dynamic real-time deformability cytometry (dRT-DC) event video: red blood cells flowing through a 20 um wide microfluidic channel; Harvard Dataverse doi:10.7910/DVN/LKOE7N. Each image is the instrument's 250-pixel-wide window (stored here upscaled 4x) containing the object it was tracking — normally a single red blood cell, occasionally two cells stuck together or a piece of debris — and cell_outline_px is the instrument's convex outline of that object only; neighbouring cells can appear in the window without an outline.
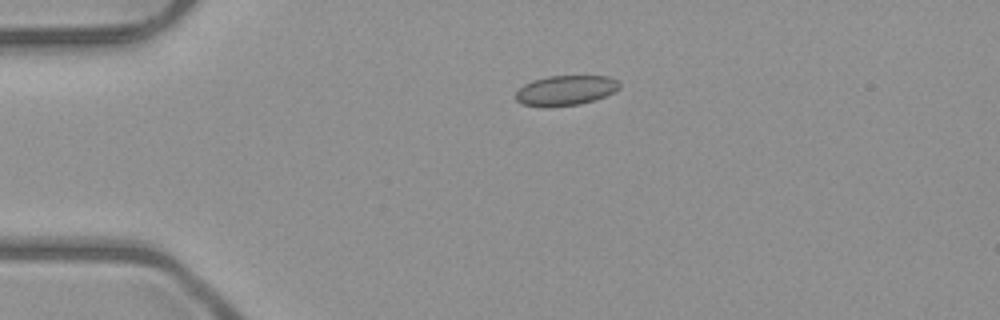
{"species": "common noctule bat (a hibernating species)", "species_latin": "Nyctalus noctula", "temperature_condition": "room temperature", "stored_images_in_passage": 4, "camera_frame_rate_fps": 3000, "um_per_image_px": 0.085, "animal": {"sex": "male", "body_mass_g": 23.1, "forearm_length_mm": 52.7}, "frame": {"image": 1, "passage_image": 3, "time_ms": 2.333, "image_size_px": [1000, 320], "cell_outline_px": [[620, 88], [604, 96], [580, 104], [520, 104], [516, 100], [516, 92], [524, 84], [532, 80], [548, 76], [608, 76], [616, 80], [620, 84]], "centroid_in_image_um": [48.09, 7.63], "position_along_channel_um": 36.9, "area_um2": 17.34}}